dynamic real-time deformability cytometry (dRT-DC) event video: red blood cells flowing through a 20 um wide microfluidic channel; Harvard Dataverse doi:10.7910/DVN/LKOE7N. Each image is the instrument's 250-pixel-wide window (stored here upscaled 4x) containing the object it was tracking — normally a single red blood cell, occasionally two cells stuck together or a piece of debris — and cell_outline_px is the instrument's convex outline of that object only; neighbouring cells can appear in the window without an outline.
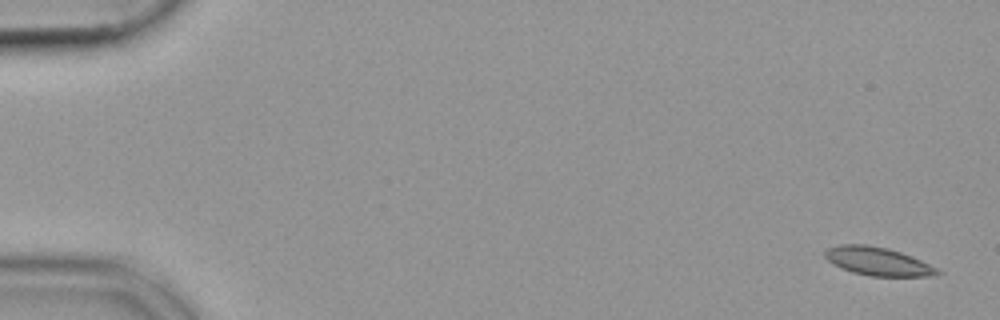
{"species": "common noctule bat (a hibernating species)", "species_latin": "Nyctalus noctula", "temperature_condition": "cold", "stored_images_in_passage": 54, "camera_frame_rate_fps": 3000, "um_per_image_px": 0.085, "animal": {"sex": "female", "body_mass_g": 19.9}, "frame": {"image": 1, "passage_image": 2, "time_ms": 0.333, "image_size_px": [1000, 320], "cell_outline_px": [[944, 272], [936, 276], [868, 276], [852, 272], [840, 268], [832, 264], [824, 256], [824, 252], [828, 248], [840, 244], [868, 244], [888, 248], [912, 256], [940, 268]], "centroid_in_image_um": [74.66, 22.22], "position_along_channel_um": 10.3, "area_um2": 18.96}}
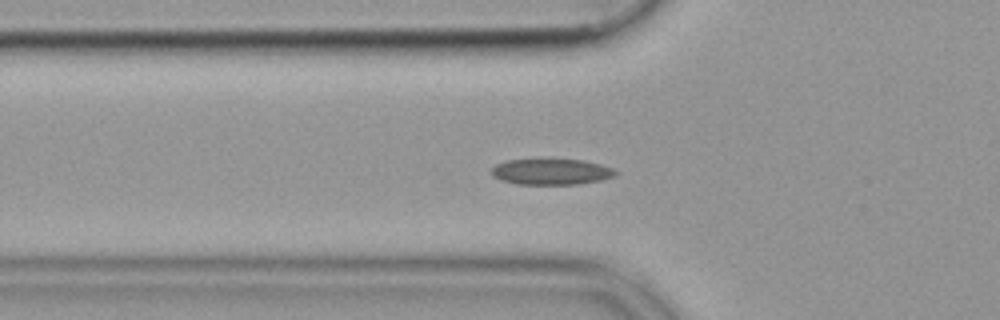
{"frame": {"image": 2, "passage_image": 19, "time_ms": 6.0, "image_size_px": [1000, 320], "cell_outline_px": [[620, 172], [616, 176], [600, 180], [580, 184], [516, 184], [500, 180], [492, 176], [488, 172], [496, 164], [508, 160], [584, 160], [600, 164], [612, 168]], "centroid_in_image_um": [46.85, 14.61], "position_along_channel_um": 78.9, "area_um2": 18.79}}
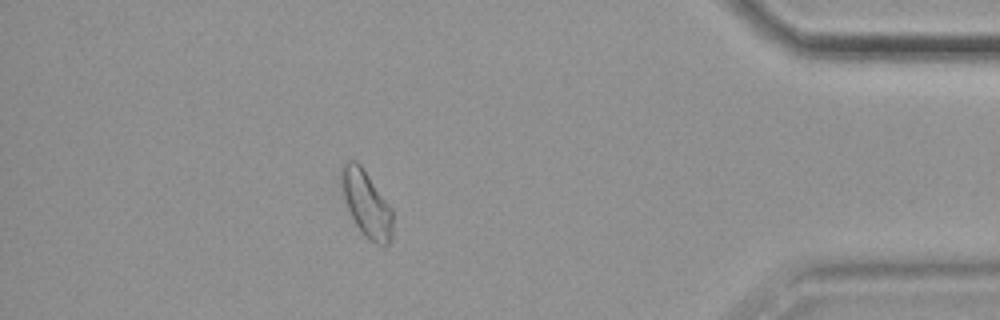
{"frame": {"image": 3, "passage_image": 48, "time_ms": 15.667, "image_size_px": [1000, 320], "cell_outline_px": [[392, 240], [384, 248], [376, 244], [364, 236], [360, 232], [348, 208], [340, 184], [340, 164], [344, 160], [356, 160], [360, 164], [392, 208]], "centroid_in_image_um": [31.13, 17.31], "position_along_channel_um": 404.1, "area_um2": 20.06}}